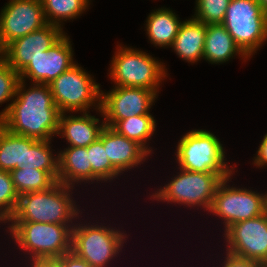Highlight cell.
<instances>
[{
	"label": "cell",
	"mask_w": 267,
	"mask_h": 267,
	"mask_svg": "<svg viewBox=\"0 0 267 267\" xmlns=\"http://www.w3.org/2000/svg\"><path fill=\"white\" fill-rule=\"evenodd\" d=\"M20 80L16 95L0 112V124L8 131L37 140H52L58 132L60 111L49 84ZM33 85V86H32Z\"/></svg>",
	"instance_id": "obj_1"
},
{
	"label": "cell",
	"mask_w": 267,
	"mask_h": 267,
	"mask_svg": "<svg viewBox=\"0 0 267 267\" xmlns=\"http://www.w3.org/2000/svg\"><path fill=\"white\" fill-rule=\"evenodd\" d=\"M74 189L57 181L46 190L23 194L19 196L16 210L7 222L75 225V221L84 216H81L83 212L72 195Z\"/></svg>",
	"instance_id": "obj_2"
},
{
	"label": "cell",
	"mask_w": 267,
	"mask_h": 267,
	"mask_svg": "<svg viewBox=\"0 0 267 267\" xmlns=\"http://www.w3.org/2000/svg\"><path fill=\"white\" fill-rule=\"evenodd\" d=\"M175 154L176 163L181 169L216 173L222 179L235 174V166L227 161L223 144L214 133L206 129H193L182 135Z\"/></svg>",
	"instance_id": "obj_3"
},
{
	"label": "cell",
	"mask_w": 267,
	"mask_h": 267,
	"mask_svg": "<svg viewBox=\"0 0 267 267\" xmlns=\"http://www.w3.org/2000/svg\"><path fill=\"white\" fill-rule=\"evenodd\" d=\"M6 233L27 259L60 258L72 249L74 225L42 222H6ZM9 231V232H8Z\"/></svg>",
	"instance_id": "obj_4"
},
{
	"label": "cell",
	"mask_w": 267,
	"mask_h": 267,
	"mask_svg": "<svg viewBox=\"0 0 267 267\" xmlns=\"http://www.w3.org/2000/svg\"><path fill=\"white\" fill-rule=\"evenodd\" d=\"M116 46L108 70L113 86L151 89L158 95L162 81L168 77L164 62L141 49L121 43Z\"/></svg>",
	"instance_id": "obj_5"
},
{
	"label": "cell",
	"mask_w": 267,
	"mask_h": 267,
	"mask_svg": "<svg viewBox=\"0 0 267 267\" xmlns=\"http://www.w3.org/2000/svg\"><path fill=\"white\" fill-rule=\"evenodd\" d=\"M79 219L80 217L72 229L71 251L92 267H109L123 252L124 243L129 237L126 231L119 230L120 226L117 229L104 222L82 223Z\"/></svg>",
	"instance_id": "obj_6"
},
{
	"label": "cell",
	"mask_w": 267,
	"mask_h": 267,
	"mask_svg": "<svg viewBox=\"0 0 267 267\" xmlns=\"http://www.w3.org/2000/svg\"><path fill=\"white\" fill-rule=\"evenodd\" d=\"M177 174L167 184L154 191L149 198L152 201H162L167 204H177L189 209L209 212L215 196L216 189L223 180L216 173H201L184 170L179 167Z\"/></svg>",
	"instance_id": "obj_7"
},
{
	"label": "cell",
	"mask_w": 267,
	"mask_h": 267,
	"mask_svg": "<svg viewBox=\"0 0 267 267\" xmlns=\"http://www.w3.org/2000/svg\"><path fill=\"white\" fill-rule=\"evenodd\" d=\"M222 24L248 58L266 44L267 12L257 0H231Z\"/></svg>",
	"instance_id": "obj_8"
},
{
	"label": "cell",
	"mask_w": 267,
	"mask_h": 267,
	"mask_svg": "<svg viewBox=\"0 0 267 267\" xmlns=\"http://www.w3.org/2000/svg\"><path fill=\"white\" fill-rule=\"evenodd\" d=\"M60 113H80L101 109L100 84L78 62L49 83ZM95 107V108H94Z\"/></svg>",
	"instance_id": "obj_9"
},
{
	"label": "cell",
	"mask_w": 267,
	"mask_h": 267,
	"mask_svg": "<svg viewBox=\"0 0 267 267\" xmlns=\"http://www.w3.org/2000/svg\"><path fill=\"white\" fill-rule=\"evenodd\" d=\"M233 176L223 179L218 185L212 205L207 214L217 216L226 230L232 224L248 220L266 212V192L261 193L244 188L230 186Z\"/></svg>",
	"instance_id": "obj_10"
},
{
	"label": "cell",
	"mask_w": 267,
	"mask_h": 267,
	"mask_svg": "<svg viewBox=\"0 0 267 267\" xmlns=\"http://www.w3.org/2000/svg\"><path fill=\"white\" fill-rule=\"evenodd\" d=\"M226 250L241 258L267 263V213L232 224L223 230Z\"/></svg>",
	"instance_id": "obj_11"
},
{
	"label": "cell",
	"mask_w": 267,
	"mask_h": 267,
	"mask_svg": "<svg viewBox=\"0 0 267 267\" xmlns=\"http://www.w3.org/2000/svg\"><path fill=\"white\" fill-rule=\"evenodd\" d=\"M110 91L101 90V110L105 125L112 127L117 121L131 116L151 114L150 109L158 95L151 89L113 86Z\"/></svg>",
	"instance_id": "obj_12"
},
{
	"label": "cell",
	"mask_w": 267,
	"mask_h": 267,
	"mask_svg": "<svg viewBox=\"0 0 267 267\" xmlns=\"http://www.w3.org/2000/svg\"><path fill=\"white\" fill-rule=\"evenodd\" d=\"M41 0H9L0 12V43H9L47 25Z\"/></svg>",
	"instance_id": "obj_13"
},
{
	"label": "cell",
	"mask_w": 267,
	"mask_h": 267,
	"mask_svg": "<svg viewBox=\"0 0 267 267\" xmlns=\"http://www.w3.org/2000/svg\"><path fill=\"white\" fill-rule=\"evenodd\" d=\"M70 37L65 33L52 47L31 60L19 73L20 80L49 84L76 64Z\"/></svg>",
	"instance_id": "obj_14"
},
{
	"label": "cell",
	"mask_w": 267,
	"mask_h": 267,
	"mask_svg": "<svg viewBox=\"0 0 267 267\" xmlns=\"http://www.w3.org/2000/svg\"><path fill=\"white\" fill-rule=\"evenodd\" d=\"M64 34L60 27L47 24L9 43L4 48V60L20 73L31 60L49 50Z\"/></svg>",
	"instance_id": "obj_15"
},
{
	"label": "cell",
	"mask_w": 267,
	"mask_h": 267,
	"mask_svg": "<svg viewBox=\"0 0 267 267\" xmlns=\"http://www.w3.org/2000/svg\"><path fill=\"white\" fill-rule=\"evenodd\" d=\"M99 139L103 143L107 158L120 174L139 167L151 157V154L142 145L120 135L111 127L105 126Z\"/></svg>",
	"instance_id": "obj_16"
},
{
	"label": "cell",
	"mask_w": 267,
	"mask_h": 267,
	"mask_svg": "<svg viewBox=\"0 0 267 267\" xmlns=\"http://www.w3.org/2000/svg\"><path fill=\"white\" fill-rule=\"evenodd\" d=\"M98 112L102 122L89 112H80V115L61 113L59 117L57 136L67 140V147H87L96 141L106 126L102 110ZM69 114V115H67Z\"/></svg>",
	"instance_id": "obj_17"
},
{
	"label": "cell",
	"mask_w": 267,
	"mask_h": 267,
	"mask_svg": "<svg viewBox=\"0 0 267 267\" xmlns=\"http://www.w3.org/2000/svg\"><path fill=\"white\" fill-rule=\"evenodd\" d=\"M58 153V182L72 187L83 185V182L84 185L92 184V165L87 147H65Z\"/></svg>",
	"instance_id": "obj_18"
},
{
	"label": "cell",
	"mask_w": 267,
	"mask_h": 267,
	"mask_svg": "<svg viewBox=\"0 0 267 267\" xmlns=\"http://www.w3.org/2000/svg\"><path fill=\"white\" fill-rule=\"evenodd\" d=\"M206 24L194 18L181 23L178 33L170 47L177 56L192 65L203 59Z\"/></svg>",
	"instance_id": "obj_19"
},
{
	"label": "cell",
	"mask_w": 267,
	"mask_h": 267,
	"mask_svg": "<svg viewBox=\"0 0 267 267\" xmlns=\"http://www.w3.org/2000/svg\"><path fill=\"white\" fill-rule=\"evenodd\" d=\"M237 55L244 62L249 61L222 23L207 24L203 60L219 65Z\"/></svg>",
	"instance_id": "obj_20"
},
{
	"label": "cell",
	"mask_w": 267,
	"mask_h": 267,
	"mask_svg": "<svg viewBox=\"0 0 267 267\" xmlns=\"http://www.w3.org/2000/svg\"><path fill=\"white\" fill-rule=\"evenodd\" d=\"M145 29L148 40L155 47L169 48L173 45L181 21L173 10L161 7L150 12Z\"/></svg>",
	"instance_id": "obj_21"
},
{
	"label": "cell",
	"mask_w": 267,
	"mask_h": 267,
	"mask_svg": "<svg viewBox=\"0 0 267 267\" xmlns=\"http://www.w3.org/2000/svg\"><path fill=\"white\" fill-rule=\"evenodd\" d=\"M36 141L14 134L0 124V170L11 172L26 165L27 150Z\"/></svg>",
	"instance_id": "obj_22"
},
{
	"label": "cell",
	"mask_w": 267,
	"mask_h": 267,
	"mask_svg": "<svg viewBox=\"0 0 267 267\" xmlns=\"http://www.w3.org/2000/svg\"><path fill=\"white\" fill-rule=\"evenodd\" d=\"M156 121L152 114L131 116L124 120L117 121L111 128L120 135L134 140L142 145L150 154L153 148L149 147L150 140L156 132Z\"/></svg>",
	"instance_id": "obj_23"
},
{
	"label": "cell",
	"mask_w": 267,
	"mask_h": 267,
	"mask_svg": "<svg viewBox=\"0 0 267 267\" xmlns=\"http://www.w3.org/2000/svg\"><path fill=\"white\" fill-rule=\"evenodd\" d=\"M91 0H41L45 19L48 24L60 27L72 21L89 9Z\"/></svg>",
	"instance_id": "obj_24"
},
{
	"label": "cell",
	"mask_w": 267,
	"mask_h": 267,
	"mask_svg": "<svg viewBox=\"0 0 267 267\" xmlns=\"http://www.w3.org/2000/svg\"><path fill=\"white\" fill-rule=\"evenodd\" d=\"M51 140H37L27 150L26 165L21 168L37 169L48 172L58 181L59 153H54ZM57 155V156H56Z\"/></svg>",
	"instance_id": "obj_25"
},
{
	"label": "cell",
	"mask_w": 267,
	"mask_h": 267,
	"mask_svg": "<svg viewBox=\"0 0 267 267\" xmlns=\"http://www.w3.org/2000/svg\"><path fill=\"white\" fill-rule=\"evenodd\" d=\"M14 187L19 196L52 187L57 181L46 171L17 168L10 172Z\"/></svg>",
	"instance_id": "obj_26"
},
{
	"label": "cell",
	"mask_w": 267,
	"mask_h": 267,
	"mask_svg": "<svg viewBox=\"0 0 267 267\" xmlns=\"http://www.w3.org/2000/svg\"><path fill=\"white\" fill-rule=\"evenodd\" d=\"M87 153L92 165V184L111 182L121 176L107 158V153L99 138L87 146Z\"/></svg>",
	"instance_id": "obj_27"
},
{
	"label": "cell",
	"mask_w": 267,
	"mask_h": 267,
	"mask_svg": "<svg viewBox=\"0 0 267 267\" xmlns=\"http://www.w3.org/2000/svg\"><path fill=\"white\" fill-rule=\"evenodd\" d=\"M195 12L191 16L204 24L222 23L231 0H195Z\"/></svg>",
	"instance_id": "obj_28"
},
{
	"label": "cell",
	"mask_w": 267,
	"mask_h": 267,
	"mask_svg": "<svg viewBox=\"0 0 267 267\" xmlns=\"http://www.w3.org/2000/svg\"><path fill=\"white\" fill-rule=\"evenodd\" d=\"M16 192L10 172L0 170V217L7 222L18 205Z\"/></svg>",
	"instance_id": "obj_29"
},
{
	"label": "cell",
	"mask_w": 267,
	"mask_h": 267,
	"mask_svg": "<svg viewBox=\"0 0 267 267\" xmlns=\"http://www.w3.org/2000/svg\"><path fill=\"white\" fill-rule=\"evenodd\" d=\"M19 81L18 72L5 60L0 63V105L14 100Z\"/></svg>",
	"instance_id": "obj_30"
},
{
	"label": "cell",
	"mask_w": 267,
	"mask_h": 267,
	"mask_svg": "<svg viewBox=\"0 0 267 267\" xmlns=\"http://www.w3.org/2000/svg\"><path fill=\"white\" fill-rule=\"evenodd\" d=\"M225 256L223 257L224 259H221V261H223L220 267H265L259 262L234 256L232 254H229L228 252H225Z\"/></svg>",
	"instance_id": "obj_31"
},
{
	"label": "cell",
	"mask_w": 267,
	"mask_h": 267,
	"mask_svg": "<svg viewBox=\"0 0 267 267\" xmlns=\"http://www.w3.org/2000/svg\"><path fill=\"white\" fill-rule=\"evenodd\" d=\"M252 160V164L255 165L256 168L263 169L264 166L267 167V133L260 142L255 157L252 158Z\"/></svg>",
	"instance_id": "obj_32"
},
{
	"label": "cell",
	"mask_w": 267,
	"mask_h": 267,
	"mask_svg": "<svg viewBox=\"0 0 267 267\" xmlns=\"http://www.w3.org/2000/svg\"><path fill=\"white\" fill-rule=\"evenodd\" d=\"M62 267H92L85 260L77 256L73 251L60 257Z\"/></svg>",
	"instance_id": "obj_33"
},
{
	"label": "cell",
	"mask_w": 267,
	"mask_h": 267,
	"mask_svg": "<svg viewBox=\"0 0 267 267\" xmlns=\"http://www.w3.org/2000/svg\"><path fill=\"white\" fill-rule=\"evenodd\" d=\"M29 267H62L60 258H34L28 259Z\"/></svg>",
	"instance_id": "obj_34"
},
{
	"label": "cell",
	"mask_w": 267,
	"mask_h": 267,
	"mask_svg": "<svg viewBox=\"0 0 267 267\" xmlns=\"http://www.w3.org/2000/svg\"><path fill=\"white\" fill-rule=\"evenodd\" d=\"M262 8L267 12V0H257Z\"/></svg>",
	"instance_id": "obj_35"
},
{
	"label": "cell",
	"mask_w": 267,
	"mask_h": 267,
	"mask_svg": "<svg viewBox=\"0 0 267 267\" xmlns=\"http://www.w3.org/2000/svg\"><path fill=\"white\" fill-rule=\"evenodd\" d=\"M3 61H4V48L0 43V63H2Z\"/></svg>",
	"instance_id": "obj_36"
},
{
	"label": "cell",
	"mask_w": 267,
	"mask_h": 267,
	"mask_svg": "<svg viewBox=\"0 0 267 267\" xmlns=\"http://www.w3.org/2000/svg\"><path fill=\"white\" fill-rule=\"evenodd\" d=\"M2 223H4L3 225L6 224V222L0 217V225H1Z\"/></svg>",
	"instance_id": "obj_37"
},
{
	"label": "cell",
	"mask_w": 267,
	"mask_h": 267,
	"mask_svg": "<svg viewBox=\"0 0 267 267\" xmlns=\"http://www.w3.org/2000/svg\"><path fill=\"white\" fill-rule=\"evenodd\" d=\"M266 213H267V192H266Z\"/></svg>",
	"instance_id": "obj_38"
}]
</instances>
